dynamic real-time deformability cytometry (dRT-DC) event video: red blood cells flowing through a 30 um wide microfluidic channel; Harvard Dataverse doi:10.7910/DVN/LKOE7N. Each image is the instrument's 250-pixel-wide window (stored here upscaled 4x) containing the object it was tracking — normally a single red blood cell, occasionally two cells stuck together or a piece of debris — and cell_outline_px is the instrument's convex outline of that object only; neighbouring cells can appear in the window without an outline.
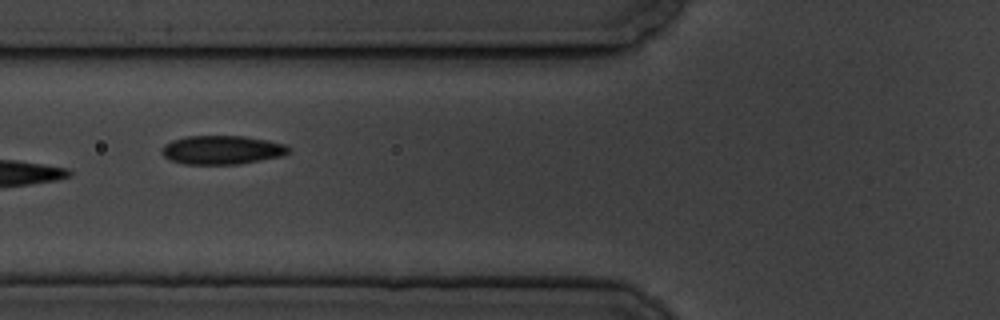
{"species": "common noctule bat (a hibernating species)", "species_latin": "Nyctalus noctula", "temperature_condition": "cold", "stored_images_in_passage": 9, "camera_frame_rate_fps": 3000, "um_per_image_px": 0.085, "animal": {"sex": "male", "body_mass_g": 19.5, "forearm_length_mm": 54.6}, "frame": {"image": 1, "passage_image": 7, "time_ms": 7.0, "image_size_px": [1000, 320], "cell_outline_px": [[292, 148], [284, 156], [240, 164], [184, 164], [172, 160], [164, 156], [160, 152], [160, 148], [164, 144], [172, 140], [184, 136], [244, 136], [268, 140], [284, 144]], "centroid_in_image_um": [18.87, 12.74], "position_along_channel_um": 106.9, "area_um2": 21.5}}
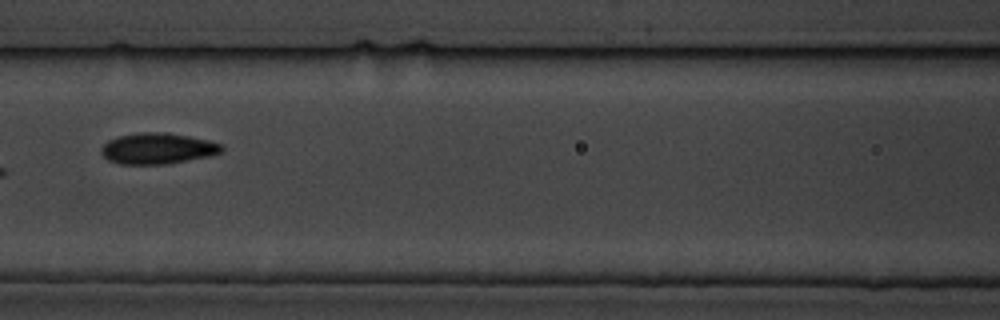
{"frame": {"image": 2, "passage_image": 8, "time_ms": 8.333, "image_size_px": [1000, 320], "cell_outline_px": [[224, 148], [220, 152], [212, 156], [168, 164], [120, 164], [108, 160], [100, 152], [100, 148], [108, 140], [120, 136], [136, 132], [168, 132], [208, 140], [220, 144]], "centroid_in_image_um": [13.39, 12.62], "position_along_channel_um": 153.2, "area_um2": 21.91}}
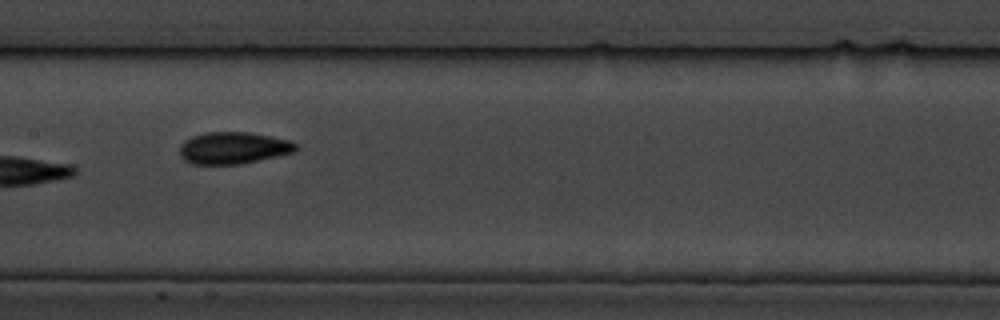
{"frame": {"image": 3, "passage_image": 9, "time_ms": 9.333, "image_size_px": [1000, 320], "cell_outline_px": [[296, 152], [240, 164], [192, 164], [184, 160], [180, 156], [180, 144], [184, 140], [192, 136], [204, 132], [248, 132], [272, 136], [288, 140], [296, 144]], "centroid_in_image_um": [19.8, 12.57], "position_along_channel_um": 187.6, "area_um2": 21.68}}